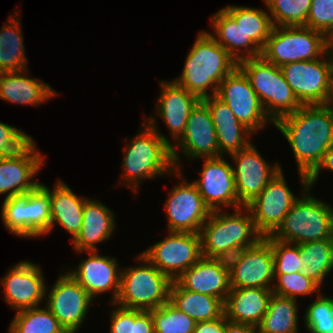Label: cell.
I'll use <instances>...</instances> for the list:
<instances>
[{"instance_id":"33","label":"cell","mask_w":333,"mask_h":333,"mask_svg":"<svg viewBox=\"0 0 333 333\" xmlns=\"http://www.w3.org/2000/svg\"><path fill=\"white\" fill-rule=\"evenodd\" d=\"M302 274L320 287L333 270V238L300 244Z\"/></svg>"},{"instance_id":"5","label":"cell","mask_w":333,"mask_h":333,"mask_svg":"<svg viewBox=\"0 0 333 333\" xmlns=\"http://www.w3.org/2000/svg\"><path fill=\"white\" fill-rule=\"evenodd\" d=\"M136 267L121 268L120 290L114 305L149 311L169 301L172 280L142 254Z\"/></svg>"},{"instance_id":"26","label":"cell","mask_w":333,"mask_h":333,"mask_svg":"<svg viewBox=\"0 0 333 333\" xmlns=\"http://www.w3.org/2000/svg\"><path fill=\"white\" fill-rule=\"evenodd\" d=\"M273 292L262 288H230L224 302L229 322L257 327L265 315Z\"/></svg>"},{"instance_id":"19","label":"cell","mask_w":333,"mask_h":333,"mask_svg":"<svg viewBox=\"0 0 333 333\" xmlns=\"http://www.w3.org/2000/svg\"><path fill=\"white\" fill-rule=\"evenodd\" d=\"M230 276L231 288H262L272 290L274 283V260L270 235L248 247L242 261Z\"/></svg>"},{"instance_id":"6","label":"cell","mask_w":333,"mask_h":333,"mask_svg":"<svg viewBox=\"0 0 333 333\" xmlns=\"http://www.w3.org/2000/svg\"><path fill=\"white\" fill-rule=\"evenodd\" d=\"M234 210L232 214L214 210L202 225L199 235L203 257L214 258L236 246H253L263 238L246 206Z\"/></svg>"},{"instance_id":"14","label":"cell","mask_w":333,"mask_h":333,"mask_svg":"<svg viewBox=\"0 0 333 333\" xmlns=\"http://www.w3.org/2000/svg\"><path fill=\"white\" fill-rule=\"evenodd\" d=\"M295 196L281 170L268 182L263 191L246 205L257 231L263 237L271 235L278 228L298 198Z\"/></svg>"},{"instance_id":"44","label":"cell","mask_w":333,"mask_h":333,"mask_svg":"<svg viewBox=\"0 0 333 333\" xmlns=\"http://www.w3.org/2000/svg\"><path fill=\"white\" fill-rule=\"evenodd\" d=\"M33 138L22 129L0 122V158L15 155Z\"/></svg>"},{"instance_id":"25","label":"cell","mask_w":333,"mask_h":333,"mask_svg":"<svg viewBox=\"0 0 333 333\" xmlns=\"http://www.w3.org/2000/svg\"><path fill=\"white\" fill-rule=\"evenodd\" d=\"M183 289L208 294L225 302L230 276L214 258L202 257L175 280Z\"/></svg>"},{"instance_id":"18","label":"cell","mask_w":333,"mask_h":333,"mask_svg":"<svg viewBox=\"0 0 333 333\" xmlns=\"http://www.w3.org/2000/svg\"><path fill=\"white\" fill-rule=\"evenodd\" d=\"M225 158H204L203 168L199 171L201 177L192 181L211 211L221 210L223 206L242 207L236 193L233 167Z\"/></svg>"},{"instance_id":"43","label":"cell","mask_w":333,"mask_h":333,"mask_svg":"<svg viewBox=\"0 0 333 333\" xmlns=\"http://www.w3.org/2000/svg\"><path fill=\"white\" fill-rule=\"evenodd\" d=\"M305 26L326 35L333 28V0H312Z\"/></svg>"},{"instance_id":"52","label":"cell","mask_w":333,"mask_h":333,"mask_svg":"<svg viewBox=\"0 0 333 333\" xmlns=\"http://www.w3.org/2000/svg\"><path fill=\"white\" fill-rule=\"evenodd\" d=\"M331 109L333 110V76H332V85H331V94H330V99L327 103Z\"/></svg>"},{"instance_id":"17","label":"cell","mask_w":333,"mask_h":333,"mask_svg":"<svg viewBox=\"0 0 333 333\" xmlns=\"http://www.w3.org/2000/svg\"><path fill=\"white\" fill-rule=\"evenodd\" d=\"M40 265L20 261L0 280L4 299L14 310L20 311L40 306L45 301L47 284Z\"/></svg>"},{"instance_id":"38","label":"cell","mask_w":333,"mask_h":333,"mask_svg":"<svg viewBox=\"0 0 333 333\" xmlns=\"http://www.w3.org/2000/svg\"><path fill=\"white\" fill-rule=\"evenodd\" d=\"M149 311L153 318L154 333H193L197 323L170 301Z\"/></svg>"},{"instance_id":"4","label":"cell","mask_w":333,"mask_h":333,"mask_svg":"<svg viewBox=\"0 0 333 333\" xmlns=\"http://www.w3.org/2000/svg\"><path fill=\"white\" fill-rule=\"evenodd\" d=\"M303 188L283 218L278 228L270 235L279 241L292 244L326 240L333 238V207L315 198Z\"/></svg>"},{"instance_id":"7","label":"cell","mask_w":333,"mask_h":333,"mask_svg":"<svg viewBox=\"0 0 333 333\" xmlns=\"http://www.w3.org/2000/svg\"><path fill=\"white\" fill-rule=\"evenodd\" d=\"M238 67L248 77L267 116L274 123L302 106L286 82L281 68L262 56L240 60Z\"/></svg>"},{"instance_id":"23","label":"cell","mask_w":333,"mask_h":333,"mask_svg":"<svg viewBox=\"0 0 333 333\" xmlns=\"http://www.w3.org/2000/svg\"><path fill=\"white\" fill-rule=\"evenodd\" d=\"M201 100L211 113L221 156L239 152L252 143L248 138L254 133L236 118L223 101L216 96H208Z\"/></svg>"},{"instance_id":"30","label":"cell","mask_w":333,"mask_h":333,"mask_svg":"<svg viewBox=\"0 0 333 333\" xmlns=\"http://www.w3.org/2000/svg\"><path fill=\"white\" fill-rule=\"evenodd\" d=\"M169 301L196 322L211 321L224 315L221 299L183 289L175 280L170 286Z\"/></svg>"},{"instance_id":"49","label":"cell","mask_w":333,"mask_h":333,"mask_svg":"<svg viewBox=\"0 0 333 333\" xmlns=\"http://www.w3.org/2000/svg\"><path fill=\"white\" fill-rule=\"evenodd\" d=\"M327 169L333 171V144L328 148V150L324 153L323 159L320 164L316 167V169L308 176V185L309 187H313L315 182L317 181L321 170Z\"/></svg>"},{"instance_id":"21","label":"cell","mask_w":333,"mask_h":333,"mask_svg":"<svg viewBox=\"0 0 333 333\" xmlns=\"http://www.w3.org/2000/svg\"><path fill=\"white\" fill-rule=\"evenodd\" d=\"M176 146L190 160L221 156L211 113L202 100L190 112L184 134Z\"/></svg>"},{"instance_id":"50","label":"cell","mask_w":333,"mask_h":333,"mask_svg":"<svg viewBox=\"0 0 333 333\" xmlns=\"http://www.w3.org/2000/svg\"><path fill=\"white\" fill-rule=\"evenodd\" d=\"M224 333H258V330L257 327L252 325L229 322L225 317Z\"/></svg>"},{"instance_id":"47","label":"cell","mask_w":333,"mask_h":333,"mask_svg":"<svg viewBox=\"0 0 333 333\" xmlns=\"http://www.w3.org/2000/svg\"><path fill=\"white\" fill-rule=\"evenodd\" d=\"M132 333H154V323L150 311L134 309Z\"/></svg>"},{"instance_id":"15","label":"cell","mask_w":333,"mask_h":333,"mask_svg":"<svg viewBox=\"0 0 333 333\" xmlns=\"http://www.w3.org/2000/svg\"><path fill=\"white\" fill-rule=\"evenodd\" d=\"M234 161L233 172L238 201L246 206L257 197L268 182L281 170V165L273 163V166L261 156V153L252 143L239 152L229 155Z\"/></svg>"},{"instance_id":"51","label":"cell","mask_w":333,"mask_h":333,"mask_svg":"<svg viewBox=\"0 0 333 333\" xmlns=\"http://www.w3.org/2000/svg\"><path fill=\"white\" fill-rule=\"evenodd\" d=\"M326 52L333 57V28L325 35Z\"/></svg>"},{"instance_id":"31","label":"cell","mask_w":333,"mask_h":333,"mask_svg":"<svg viewBox=\"0 0 333 333\" xmlns=\"http://www.w3.org/2000/svg\"><path fill=\"white\" fill-rule=\"evenodd\" d=\"M18 14L17 10L16 14L9 15L8 22L0 29V73L21 71L28 66Z\"/></svg>"},{"instance_id":"28","label":"cell","mask_w":333,"mask_h":333,"mask_svg":"<svg viewBox=\"0 0 333 333\" xmlns=\"http://www.w3.org/2000/svg\"><path fill=\"white\" fill-rule=\"evenodd\" d=\"M40 186L50 196L51 227L48 234L58 223L71 234V240L73 241L82 228L83 207L87 197H78L62 180L55 183L52 191L43 183H40Z\"/></svg>"},{"instance_id":"34","label":"cell","mask_w":333,"mask_h":333,"mask_svg":"<svg viewBox=\"0 0 333 333\" xmlns=\"http://www.w3.org/2000/svg\"><path fill=\"white\" fill-rule=\"evenodd\" d=\"M223 9L240 24L246 39H251L262 50L273 28L269 12L260 8L233 5H227Z\"/></svg>"},{"instance_id":"3","label":"cell","mask_w":333,"mask_h":333,"mask_svg":"<svg viewBox=\"0 0 333 333\" xmlns=\"http://www.w3.org/2000/svg\"><path fill=\"white\" fill-rule=\"evenodd\" d=\"M237 67L238 62L210 33L201 30L187 54L181 75L174 81L203 99L215 96L219 83Z\"/></svg>"},{"instance_id":"16","label":"cell","mask_w":333,"mask_h":333,"mask_svg":"<svg viewBox=\"0 0 333 333\" xmlns=\"http://www.w3.org/2000/svg\"><path fill=\"white\" fill-rule=\"evenodd\" d=\"M32 139L15 155L0 158V194L7 199L34 191L41 182L31 180L45 164V157Z\"/></svg>"},{"instance_id":"2","label":"cell","mask_w":333,"mask_h":333,"mask_svg":"<svg viewBox=\"0 0 333 333\" xmlns=\"http://www.w3.org/2000/svg\"><path fill=\"white\" fill-rule=\"evenodd\" d=\"M144 118L143 128L124 146L122 159V182L134 192H138L143 179L170 175L180 170L181 161L178 149L156 125V117Z\"/></svg>"},{"instance_id":"32","label":"cell","mask_w":333,"mask_h":333,"mask_svg":"<svg viewBox=\"0 0 333 333\" xmlns=\"http://www.w3.org/2000/svg\"><path fill=\"white\" fill-rule=\"evenodd\" d=\"M298 308L297 300L273 293L258 333H298Z\"/></svg>"},{"instance_id":"45","label":"cell","mask_w":333,"mask_h":333,"mask_svg":"<svg viewBox=\"0 0 333 333\" xmlns=\"http://www.w3.org/2000/svg\"><path fill=\"white\" fill-rule=\"evenodd\" d=\"M110 313V333H132L134 323V309L124 308L118 305Z\"/></svg>"},{"instance_id":"39","label":"cell","mask_w":333,"mask_h":333,"mask_svg":"<svg viewBox=\"0 0 333 333\" xmlns=\"http://www.w3.org/2000/svg\"><path fill=\"white\" fill-rule=\"evenodd\" d=\"M303 319L309 333H329L333 330V298L320 292L306 308Z\"/></svg>"},{"instance_id":"10","label":"cell","mask_w":333,"mask_h":333,"mask_svg":"<svg viewBox=\"0 0 333 333\" xmlns=\"http://www.w3.org/2000/svg\"><path fill=\"white\" fill-rule=\"evenodd\" d=\"M141 254L172 281L203 257L199 233L170 231Z\"/></svg>"},{"instance_id":"1","label":"cell","mask_w":333,"mask_h":333,"mask_svg":"<svg viewBox=\"0 0 333 333\" xmlns=\"http://www.w3.org/2000/svg\"><path fill=\"white\" fill-rule=\"evenodd\" d=\"M274 126L292 148L302 188L309 187L308 176L333 144V110L328 104L302 105Z\"/></svg>"},{"instance_id":"13","label":"cell","mask_w":333,"mask_h":333,"mask_svg":"<svg viewBox=\"0 0 333 333\" xmlns=\"http://www.w3.org/2000/svg\"><path fill=\"white\" fill-rule=\"evenodd\" d=\"M60 274L52 288H46L45 305L68 333H77L93 299L68 271Z\"/></svg>"},{"instance_id":"9","label":"cell","mask_w":333,"mask_h":333,"mask_svg":"<svg viewBox=\"0 0 333 333\" xmlns=\"http://www.w3.org/2000/svg\"><path fill=\"white\" fill-rule=\"evenodd\" d=\"M280 68L301 105L328 103L333 76V57L327 52L321 59L291 62Z\"/></svg>"},{"instance_id":"29","label":"cell","mask_w":333,"mask_h":333,"mask_svg":"<svg viewBox=\"0 0 333 333\" xmlns=\"http://www.w3.org/2000/svg\"><path fill=\"white\" fill-rule=\"evenodd\" d=\"M210 18L215 32L210 33V35L237 62L246 58L261 56L262 50L251 39H246L240 24H237L223 8Z\"/></svg>"},{"instance_id":"40","label":"cell","mask_w":333,"mask_h":333,"mask_svg":"<svg viewBox=\"0 0 333 333\" xmlns=\"http://www.w3.org/2000/svg\"><path fill=\"white\" fill-rule=\"evenodd\" d=\"M274 279L276 283L275 286L273 284L272 292L280 296L297 300L300 295L309 296L320 293L321 287L311 278L304 276L302 272L274 274Z\"/></svg>"},{"instance_id":"46","label":"cell","mask_w":333,"mask_h":333,"mask_svg":"<svg viewBox=\"0 0 333 333\" xmlns=\"http://www.w3.org/2000/svg\"><path fill=\"white\" fill-rule=\"evenodd\" d=\"M248 247L251 246L232 247L220 252L214 257V259L218 262L219 266L223 270L231 273L233 269L242 261Z\"/></svg>"},{"instance_id":"35","label":"cell","mask_w":333,"mask_h":333,"mask_svg":"<svg viewBox=\"0 0 333 333\" xmlns=\"http://www.w3.org/2000/svg\"><path fill=\"white\" fill-rule=\"evenodd\" d=\"M8 333H68L45 306L17 311Z\"/></svg>"},{"instance_id":"41","label":"cell","mask_w":333,"mask_h":333,"mask_svg":"<svg viewBox=\"0 0 333 333\" xmlns=\"http://www.w3.org/2000/svg\"><path fill=\"white\" fill-rule=\"evenodd\" d=\"M273 252L274 274H293L303 268L300 244L286 243L270 236Z\"/></svg>"},{"instance_id":"12","label":"cell","mask_w":333,"mask_h":333,"mask_svg":"<svg viewBox=\"0 0 333 333\" xmlns=\"http://www.w3.org/2000/svg\"><path fill=\"white\" fill-rule=\"evenodd\" d=\"M215 96L223 101L236 118L254 134L262 130L267 123L274 124L267 116L248 77L239 67L219 83Z\"/></svg>"},{"instance_id":"48","label":"cell","mask_w":333,"mask_h":333,"mask_svg":"<svg viewBox=\"0 0 333 333\" xmlns=\"http://www.w3.org/2000/svg\"><path fill=\"white\" fill-rule=\"evenodd\" d=\"M225 315L211 321L197 322L193 333H224Z\"/></svg>"},{"instance_id":"24","label":"cell","mask_w":333,"mask_h":333,"mask_svg":"<svg viewBox=\"0 0 333 333\" xmlns=\"http://www.w3.org/2000/svg\"><path fill=\"white\" fill-rule=\"evenodd\" d=\"M114 212L100 201L87 198L80 233L72 241L78 253L98 251L97 244L112 238L116 228Z\"/></svg>"},{"instance_id":"42","label":"cell","mask_w":333,"mask_h":333,"mask_svg":"<svg viewBox=\"0 0 333 333\" xmlns=\"http://www.w3.org/2000/svg\"><path fill=\"white\" fill-rule=\"evenodd\" d=\"M1 217L9 232L20 238H26V193L4 199Z\"/></svg>"},{"instance_id":"22","label":"cell","mask_w":333,"mask_h":333,"mask_svg":"<svg viewBox=\"0 0 333 333\" xmlns=\"http://www.w3.org/2000/svg\"><path fill=\"white\" fill-rule=\"evenodd\" d=\"M160 87L161 93L154 106L155 111L162 118L176 143L184 134L190 112L201 99L174 80H161Z\"/></svg>"},{"instance_id":"37","label":"cell","mask_w":333,"mask_h":333,"mask_svg":"<svg viewBox=\"0 0 333 333\" xmlns=\"http://www.w3.org/2000/svg\"><path fill=\"white\" fill-rule=\"evenodd\" d=\"M312 0H264L273 26H305Z\"/></svg>"},{"instance_id":"11","label":"cell","mask_w":333,"mask_h":333,"mask_svg":"<svg viewBox=\"0 0 333 333\" xmlns=\"http://www.w3.org/2000/svg\"><path fill=\"white\" fill-rule=\"evenodd\" d=\"M182 171L175 170L176 179L181 180L174 186L164 204L168 216V231L199 233L202 225L211 214L210 208L205 204L196 185L186 182Z\"/></svg>"},{"instance_id":"27","label":"cell","mask_w":333,"mask_h":333,"mask_svg":"<svg viewBox=\"0 0 333 333\" xmlns=\"http://www.w3.org/2000/svg\"><path fill=\"white\" fill-rule=\"evenodd\" d=\"M28 70L0 73V99L38 107L47 102V99L57 96V92L49 84L41 79L31 78L27 74Z\"/></svg>"},{"instance_id":"8","label":"cell","mask_w":333,"mask_h":333,"mask_svg":"<svg viewBox=\"0 0 333 333\" xmlns=\"http://www.w3.org/2000/svg\"><path fill=\"white\" fill-rule=\"evenodd\" d=\"M325 53L323 33L306 26H273L261 56L281 67L291 62L318 59Z\"/></svg>"},{"instance_id":"36","label":"cell","mask_w":333,"mask_h":333,"mask_svg":"<svg viewBox=\"0 0 333 333\" xmlns=\"http://www.w3.org/2000/svg\"><path fill=\"white\" fill-rule=\"evenodd\" d=\"M50 196L39 185L26 193V238L48 235L51 227Z\"/></svg>"},{"instance_id":"20","label":"cell","mask_w":333,"mask_h":333,"mask_svg":"<svg viewBox=\"0 0 333 333\" xmlns=\"http://www.w3.org/2000/svg\"><path fill=\"white\" fill-rule=\"evenodd\" d=\"M89 257L80 261L79 265L68 273L88 292L90 297L111 290V304L115 303L120 290L121 268L116 257L102 256L98 251L88 252Z\"/></svg>"}]
</instances>
